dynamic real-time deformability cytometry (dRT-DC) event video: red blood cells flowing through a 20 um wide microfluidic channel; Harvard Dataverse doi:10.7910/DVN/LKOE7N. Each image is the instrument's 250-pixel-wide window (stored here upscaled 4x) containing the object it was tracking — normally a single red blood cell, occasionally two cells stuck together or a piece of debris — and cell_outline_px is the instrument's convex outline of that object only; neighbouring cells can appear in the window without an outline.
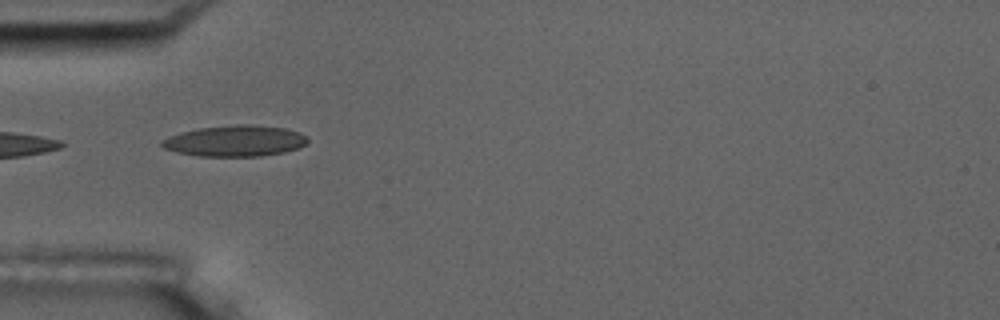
{"species": "common noctule bat (a hibernating species)", "species_latin": "Nyctalus noctula", "temperature_condition": "room temperature", "stored_images_in_passage": 11, "camera_frame_rate_fps": 3000, "um_per_image_px": 0.085, "animal": {"sex": "male", "body_mass_g": 17.5, "forearm_length_mm": 52.3}, "frame": {"image": 1, "passage_image": 5, "time_ms": 5.333, "image_size_px": [1000, 320], "cell_outline_px": [[308, 140], [300, 148], [284, 152], [260, 156], [200, 156], [176, 152], [164, 148], [160, 144], [160, 140], [168, 136], [180, 132], [200, 128], [236, 124], [252, 124], [284, 128], [300, 132]], "centroid_in_image_um": [19.95, 11.97], "position_along_channel_um": 65.0, "area_um2": 26.41}}
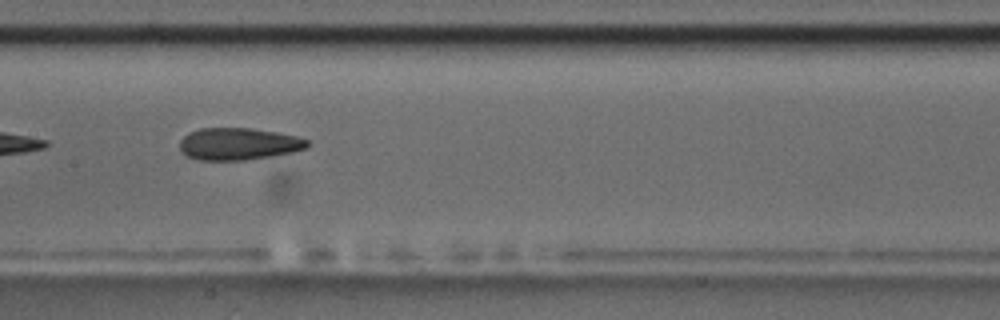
{"frame": {"image": 2, "passage_image": 8, "time_ms": 8.667, "image_size_px": [1000, 320], "cell_outline_px": [[312, 144], [308, 148], [292, 152], [244, 160], [196, 160], [184, 156], [180, 148], [180, 140], [188, 132], [200, 128], [252, 128], [276, 132], [296, 136], [308, 140]], "centroid_in_image_um": [20.25, 12.23], "position_along_channel_um": 187.1, "area_um2": 24.04}}